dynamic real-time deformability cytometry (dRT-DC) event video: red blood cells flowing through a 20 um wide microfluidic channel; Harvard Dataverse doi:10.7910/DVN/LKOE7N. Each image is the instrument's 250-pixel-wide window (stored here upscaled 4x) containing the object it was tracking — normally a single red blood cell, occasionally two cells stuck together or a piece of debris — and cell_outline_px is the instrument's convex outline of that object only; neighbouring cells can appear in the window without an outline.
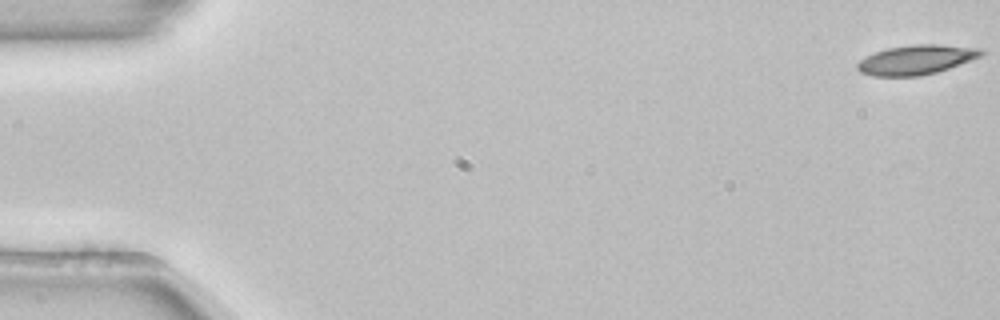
{"species": "common noctule bat (a hibernating species)", "species_latin": "Nyctalus noctula", "temperature_condition": "room temperature", "stored_images_in_passage": 13, "camera_frame_rate_fps": 3000, "um_per_image_px": 0.085, "animal": {"sex": "female", "body_mass_g": 22.7, "forearm_length_mm": 54.2}, "frame": {"image": 1, "passage_image": 1, "time_ms": 0.0, "image_size_px": [1000, 320], "cell_outline_px": [[984, 52], [980, 56], [948, 68], [936, 72], [920, 76], [872, 76], [860, 72], [856, 68], [856, 64], [860, 60], [876, 52], [888, 48], [912, 44], [936, 44], [976, 48]], "centroid_in_image_um": [77.82, 5.08], "position_along_channel_um": 7.2, "area_um2": 20.92}}